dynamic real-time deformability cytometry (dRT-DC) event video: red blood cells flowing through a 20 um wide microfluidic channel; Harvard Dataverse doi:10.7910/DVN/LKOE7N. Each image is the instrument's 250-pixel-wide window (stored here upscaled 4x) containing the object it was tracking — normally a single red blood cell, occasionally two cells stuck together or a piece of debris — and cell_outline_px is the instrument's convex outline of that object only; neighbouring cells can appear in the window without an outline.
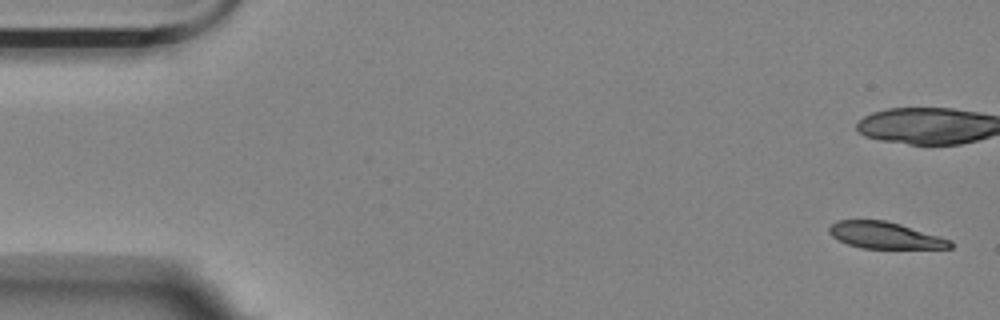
{"species": "Egyptian fruit bat (a non-hibernating species)", "species_latin": "Rousettus aegyptiacus", "temperature_condition": "room temperature", "stored_images_in_passage": 2, "camera_frame_rate_fps": 3000, "um_per_image_px": 0.085, "animal": {"sex": "female"}, "frame": {"image": 1, "passage_image": 1, "time_ms": 0.0, "image_size_px": [1000, 320], "cell_outline_px": [[952, 248], [860, 248], [848, 244], [832, 236], [828, 232], [828, 228], [832, 224], [840, 220], [884, 220], [900, 224], [952, 240]], "centroid_in_image_um": [75.22, 20.0], "position_along_channel_um": 9.8, "area_um2": 18.55}}